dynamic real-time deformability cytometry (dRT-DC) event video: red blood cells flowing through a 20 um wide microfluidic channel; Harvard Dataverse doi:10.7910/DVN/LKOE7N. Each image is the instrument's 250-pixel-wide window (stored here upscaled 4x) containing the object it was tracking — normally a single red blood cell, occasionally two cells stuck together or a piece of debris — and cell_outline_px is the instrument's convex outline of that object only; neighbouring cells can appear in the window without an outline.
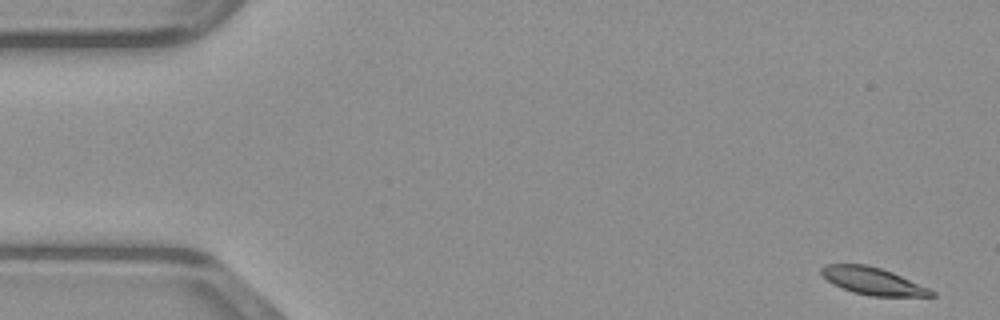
{"species": "common noctule bat (a hibernating species)", "species_latin": "Nyctalus noctula", "temperature_condition": "warm", "stored_images_in_passage": 48, "camera_frame_rate_fps": 3000, "um_per_image_px": 0.085, "animal": {"sex": "male", "body_mass_g": 23.1, "forearm_length_mm": 52.7}, "frame": {"image": 1, "passage_image": 1, "time_ms": 0.0, "image_size_px": [1000, 320], "cell_outline_px": [[936, 296], [872, 296], [852, 292], [832, 284], [820, 272], [820, 268], [824, 264], [868, 264], [892, 272], [928, 288], [936, 292]], "centroid_in_image_um": [74.16, 23.88], "position_along_channel_um": 10.8, "area_um2": 17.4}}
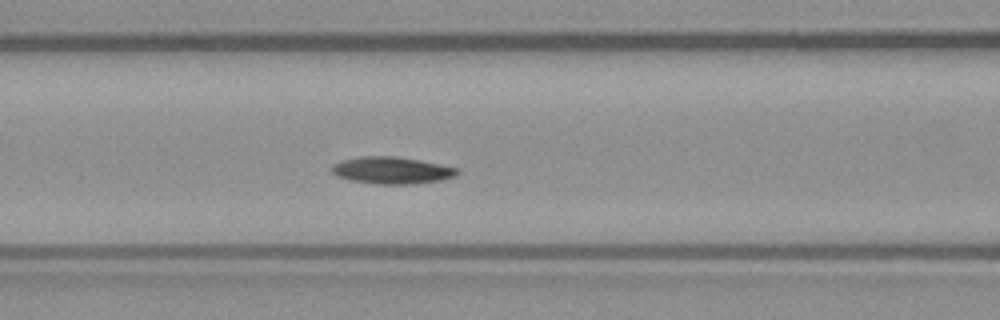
{"frame": {"image": 2, "passage_image": 19, "time_ms": 6.0, "image_size_px": [1000, 320], "cell_outline_px": [[460, 172], [456, 176], [440, 180], [412, 184], [376, 184], [352, 180], [336, 176], [332, 172], [332, 164], [340, 160], [360, 156], [396, 156], [420, 160], [440, 164], [456, 168]], "centroid_in_image_um": [33.28, 14.47], "position_along_channel_um": 133.3, "area_um2": 19.77}}
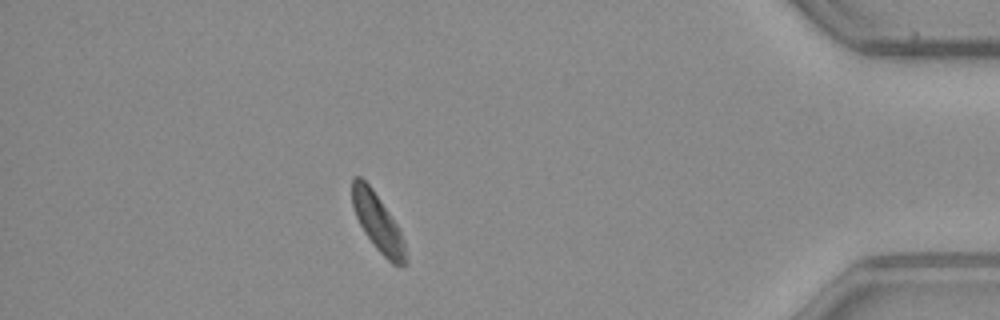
{"frame": {"image": 3, "passage_image": 42, "time_ms": 13.667, "image_size_px": [1000, 320], "cell_outline_px": [[408, 260], [404, 264], [392, 264], [376, 248], [364, 232], [356, 216], [352, 204], [352, 176], [360, 176], [372, 188], [400, 228], [404, 240]], "centroid_in_image_um": [32.12, 18.9], "position_along_channel_um": 403.1, "area_um2": 17.86}}